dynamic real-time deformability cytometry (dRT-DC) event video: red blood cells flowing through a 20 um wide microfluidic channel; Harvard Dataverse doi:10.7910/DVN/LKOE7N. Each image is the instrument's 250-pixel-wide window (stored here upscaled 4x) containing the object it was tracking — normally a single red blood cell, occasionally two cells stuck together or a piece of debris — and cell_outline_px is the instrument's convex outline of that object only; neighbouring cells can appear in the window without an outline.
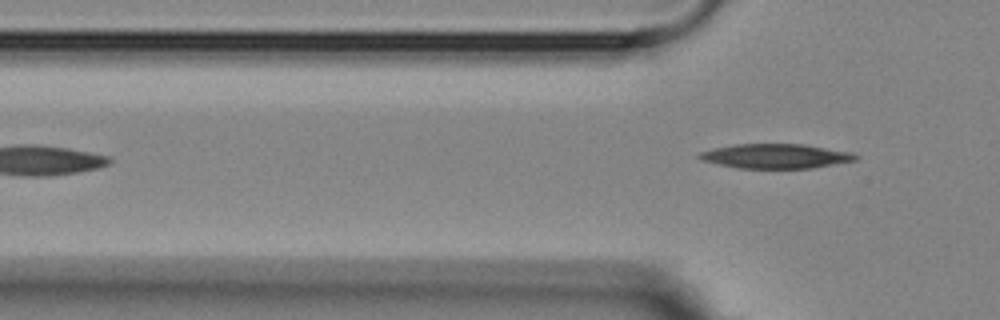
{"species": "Egyptian fruit bat (a non-hibernating species)", "species_latin": "Rousettus aegyptiacus", "temperature_condition": "room temperature", "stored_images_in_passage": 4, "camera_frame_rate_fps": 3000, "um_per_image_px": 0.085, "animal": {"sex": "female"}, "frame": {"image": 1, "passage_image": 4, "time_ms": 3.333, "image_size_px": [1000, 320], "cell_outline_px": [[860, 156], [856, 160], [812, 168], [736, 168], [700, 160], [696, 156], [700, 152], [712, 148], [732, 144], [804, 144], [848, 152]], "centroid_in_image_um": [65.86, 13.27], "position_along_channel_um": 59.9, "area_um2": 22.31}}